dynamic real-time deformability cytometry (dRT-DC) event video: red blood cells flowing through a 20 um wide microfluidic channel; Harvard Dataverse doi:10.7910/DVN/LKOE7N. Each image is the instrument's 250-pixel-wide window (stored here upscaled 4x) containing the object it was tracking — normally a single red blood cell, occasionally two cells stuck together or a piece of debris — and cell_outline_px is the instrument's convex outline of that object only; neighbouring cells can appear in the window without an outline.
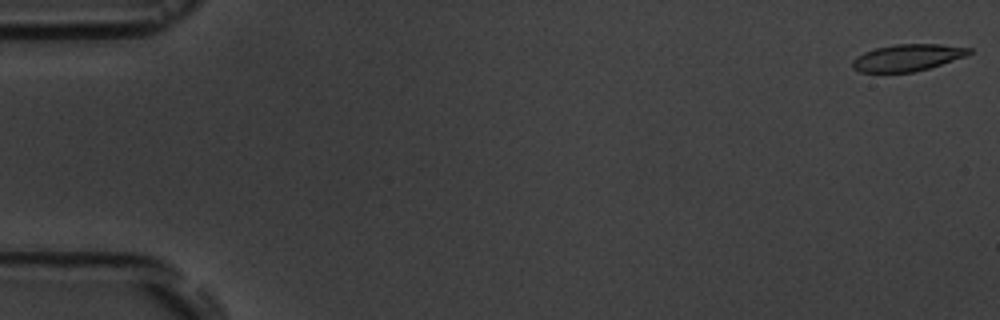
{"species": "common noctule bat (a hibernating species)", "species_latin": "Nyctalus noctula", "temperature_condition": "room temperature", "stored_images_in_passage": 6, "segment_of_instrument_passage": [1, 2], "camera_frame_rate_fps": 3000, "um_per_image_px": 0.085, "animal": {"sex": "male", "body_mass_g": 19.5, "forearm_length_mm": 54.6}, "frame": {"image": 1, "passage_image": 1, "time_ms": 0.0, "image_size_px": [1000, 320], "cell_outline_px": [[972, 52], [964, 56], [928, 68], [912, 72], [860, 72], [852, 68], [852, 60], [856, 56], [864, 52], [876, 48], [896, 44], [940, 44], [972, 48]], "centroid_in_image_um": [77.09, 4.89], "position_along_channel_um": 7.9, "area_um2": 18.03}}
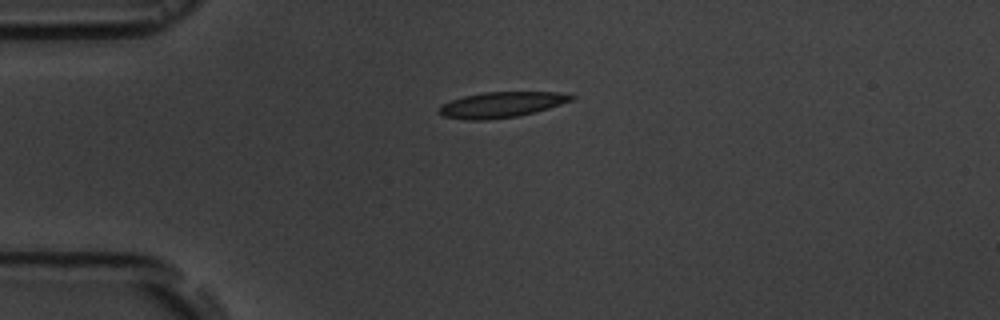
{"frame": {"image": 2, "passage_image": 4, "time_ms": 4.333, "image_size_px": [1000, 320], "cell_outline_px": [[576, 96], [572, 100], [536, 112], [516, 116], [488, 120], [464, 120], [444, 116], [440, 112], [440, 108], [444, 104], [452, 100], [464, 96], [484, 92], [556, 92]], "centroid_in_image_um": [42.63, 8.9], "position_along_channel_um": 42.4, "area_um2": 19.42}}